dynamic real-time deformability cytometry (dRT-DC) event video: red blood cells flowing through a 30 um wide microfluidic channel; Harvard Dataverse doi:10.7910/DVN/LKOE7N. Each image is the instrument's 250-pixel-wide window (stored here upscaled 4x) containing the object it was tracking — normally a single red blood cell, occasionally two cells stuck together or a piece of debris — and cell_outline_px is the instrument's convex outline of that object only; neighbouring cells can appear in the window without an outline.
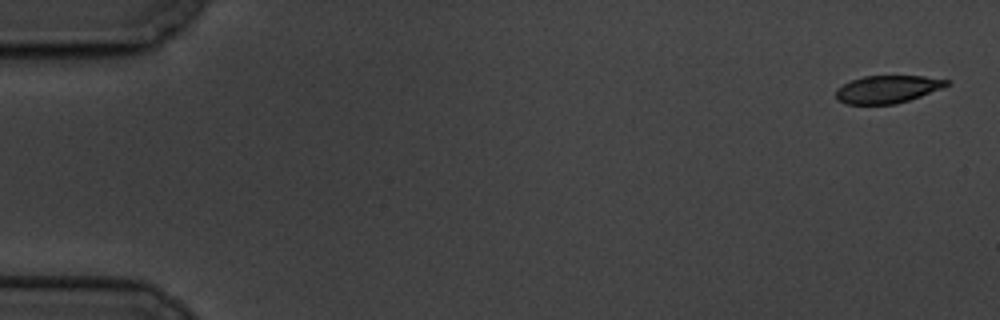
{"species": "common noctule bat (a hibernating species)", "species_latin": "Nyctalus noctula", "temperature_condition": "cold", "stored_images_in_passage": 5, "camera_frame_rate_fps": 3000, "um_per_image_px": 0.085, "animal": {"sex": "male", "body_mass_g": 19.5, "forearm_length_mm": 54.6}, "frame": {"image": 1, "passage_image": 1, "time_ms": 0.0, "image_size_px": [1000, 320], "cell_outline_px": [[952, 80], [944, 88], [896, 104], [844, 104], [836, 100], [836, 88], [852, 80], [864, 76], [924, 76]], "centroid_in_image_um": [75.44, 7.58], "position_along_channel_um": 9.6, "area_um2": 17.92}}
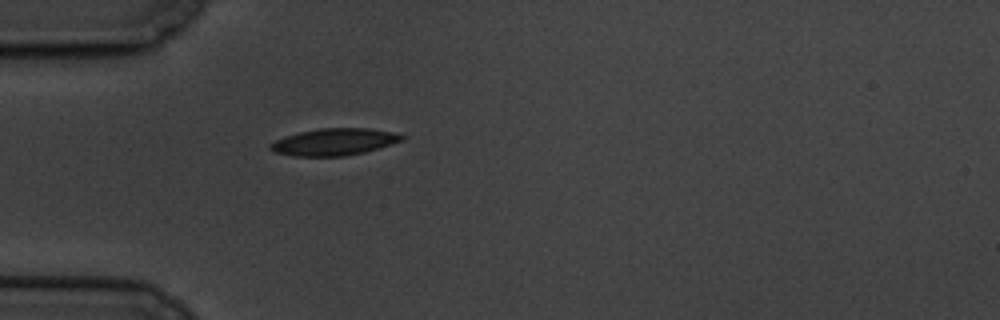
{"frame": {"image": 2, "passage_image": 5, "time_ms": 5.333, "image_size_px": [1000, 320], "cell_outline_px": [[408, 136], [404, 140], [392, 144], [364, 152], [344, 156], [292, 156], [272, 152], [268, 148], [268, 144], [284, 136], [300, 132], [320, 128], [368, 128], [392, 132]], "centroid_in_image_um": [28.38, 12.06], "position_along_channel_um": 56.6, "area_um2": 20.81}}